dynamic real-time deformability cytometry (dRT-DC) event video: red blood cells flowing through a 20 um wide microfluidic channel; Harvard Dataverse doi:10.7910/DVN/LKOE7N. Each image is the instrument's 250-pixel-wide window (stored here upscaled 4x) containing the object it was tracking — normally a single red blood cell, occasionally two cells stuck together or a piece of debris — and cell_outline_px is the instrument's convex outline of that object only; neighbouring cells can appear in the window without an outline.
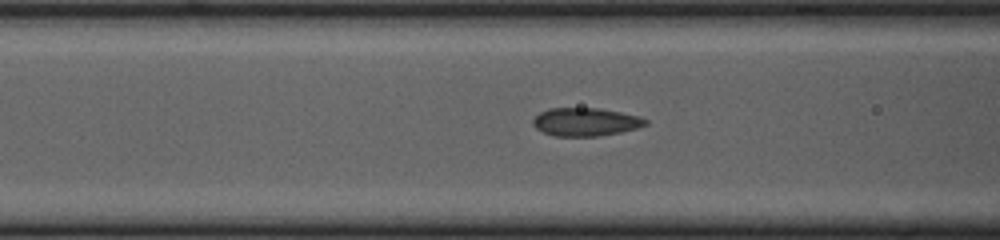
{"species": "common noctule bat (a hibernating species)", "species_latin": "Nyctalus noctula", "temperature_condition": "cold", "stored_images_in_passage": 13, "camera_frame_rate_fps": 3000, "um_per_image_px": 0.085, "animal": {"sex": "female", "body_mass_g": 23.0, "forearm_length_mm": 53.4}, "frame": {"image": 1, "passage_image": 11, "time_ms": 3.333, "image_size_px": [1000, 240], "cell_outline_px": [[648, 124], [636, 128], [620, 132], [596, 136], [556, 136], [544, 132], [536, 128], [532, 124], [532, 120], [540, 112], [548, 108], [600, 108], [640, 116], [648, 120]], "centroid_in_image_um": [49.77, 10.35], "position_along_channel_um": 116.8, "area_um2": 18.44}}